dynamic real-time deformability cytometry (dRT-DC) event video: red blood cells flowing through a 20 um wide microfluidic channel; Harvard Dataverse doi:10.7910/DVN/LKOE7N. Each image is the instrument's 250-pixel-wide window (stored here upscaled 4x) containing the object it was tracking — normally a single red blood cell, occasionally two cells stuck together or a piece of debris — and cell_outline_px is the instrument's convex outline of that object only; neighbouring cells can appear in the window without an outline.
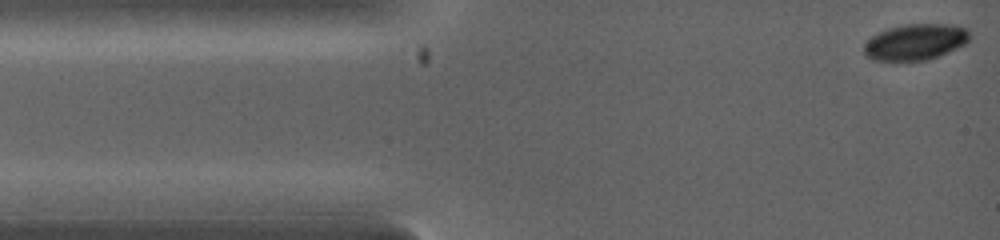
{"species": "common noctule bat (a hibernating species)", "species_latin": "Nyctalus noctula", "temperature_condition": "warm", "stored_images_in_passage": 15, "camera_frame_rate_fps": 5000, "um_per_image_px": 0.085, "animal": {"sex": "female", "body_mass_g": 19.0, "forearm_length_mm": 53.3}, "frame": {"image": 1, "passage_image": 1, "time_ms": 0.0, "image_size_px": [1000, 240], "cell_outline_px": [[972, 36], [964, 44], [940, 56], [928, 60], [872, 60], [864, 56], [864, 44], [872, 36], [888, 28], [904, 24], [952, 24], [964, 28]], "centroid_in_image_um": [77.8, 3.57], "position_along_channel_um": 7.2, "area_um2": 22.2}}
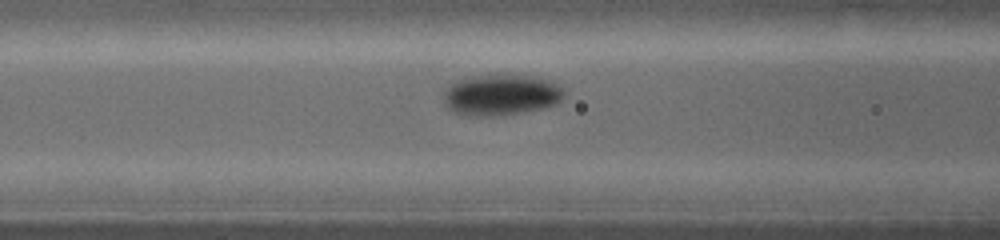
{"frame": {"image": 2, "passage_image": 9, "time_ms": 3.2, "image_size_px": [1000, 240], "cell_outline_px": [[564, 96], [556, 104], [540, 108], [492, 116], [468, 116], [452, 112], [444, 104], [444, 96], [448, 84], [456, 80], [472, 76], [508, 72], [532, 76], [548, 80], [556, 84], [564, 92]], "centroid_in_image_um": [42.53, 8.02], "position_along_channel_um": 124.1, "area_um2": 29.13}}
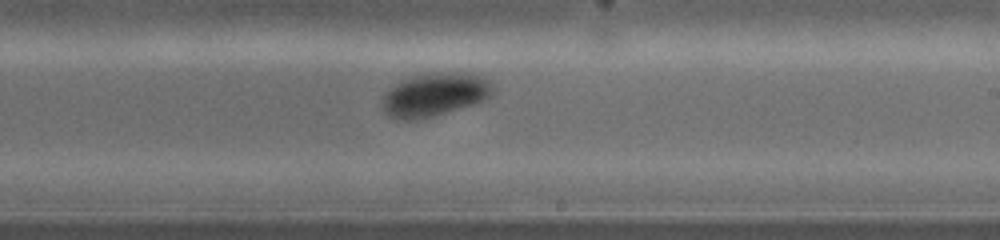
{"frame": {"image": 3, "passage_image": 15, "time_ms": 5.4, "image_size_px": [1000, 240], "cell_outline_px": [[496, 92], [484, 100], [476, 104], [432, 116], [412, 120], [396, 120], [388, 116], [384, 112], [384, 92], [396, 84], [412, 76], [432, 72], [472, 72], [484, 76], [492, 84]], "centroid_in_image_um": [37.01, 8.03], "position_along_channel_um": 252.0, "area_um2": 28.26}}